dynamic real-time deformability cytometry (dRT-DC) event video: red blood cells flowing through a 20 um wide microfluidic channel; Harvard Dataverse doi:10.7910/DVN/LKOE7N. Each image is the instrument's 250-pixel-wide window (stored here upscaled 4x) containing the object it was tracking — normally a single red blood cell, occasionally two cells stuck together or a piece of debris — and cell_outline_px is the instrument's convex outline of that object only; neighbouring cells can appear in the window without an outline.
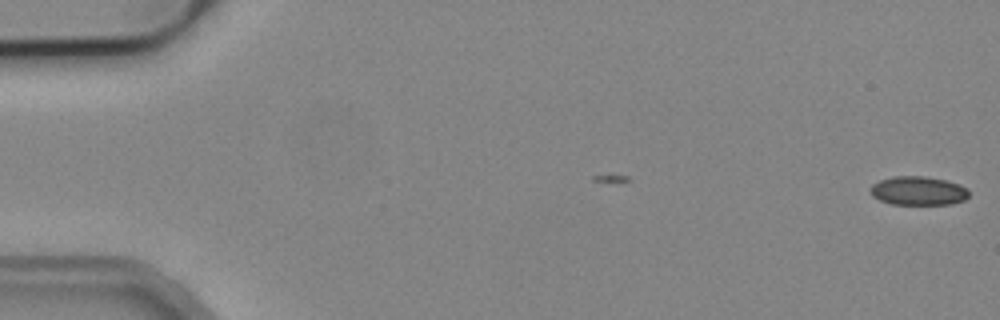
{"species": "common noctule bat (a hibernating species)", "species_latin": "Nyctalus noctula", "temperature_condition": "cold", "stored_images_in_passage": 5, "camera_frame_rate_fps": 3000, "um_per_image_px": 0.085, "animal": {"sex": "male", "body_mass_g": 19.2, "forearm_length_mm": 51.8}, "frame": {"image": 1, "passage_image": 5, "time_ms": 1.333, "image_size_px": [1000, 320], "cell_outline_px": [[968, 196], [964, 200], [952, 204], [892, 204], [880, 200], [872, 196], [868, 188], [872, 184], [880, 180], [892, 176], [924, 176], [944, 180], [960, 184], [968, 188]], "centroid_in_image_um": [78.03, 16.21], "position_along_channel_um": 7.0, "area_um2": 16.65}}